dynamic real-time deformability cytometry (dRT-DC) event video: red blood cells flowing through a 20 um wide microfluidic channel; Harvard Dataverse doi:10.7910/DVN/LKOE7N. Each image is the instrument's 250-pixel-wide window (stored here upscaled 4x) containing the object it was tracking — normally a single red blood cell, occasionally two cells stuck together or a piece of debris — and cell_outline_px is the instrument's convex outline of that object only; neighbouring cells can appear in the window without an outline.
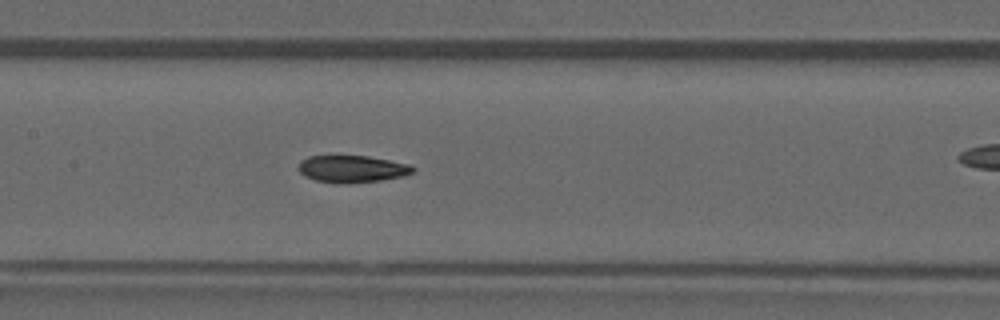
{"species": "common noctule bat (a hibernating species)", "species_latin": "Nyctalus noctula", "temperature_condition": "warm", "stored_images_in_passage": 36, "camera_frame_rate_fps": 3000, "um_per_image_px": 0.085, "animal": {"sex": "male", "forearm_length_mm": 52.5}, "frame": {"image": 1, "passage_image": 21, "time_ms": 6.667, "image_size_px": [1000, 320], "cell_outline_px": [[412, 168], [408, 172], [392, 176], [368, 180], [324, 180], [312, 176], [304, 172], [304, 164], [308, 160], [316, 156], [360, 156], [380, 160]], "centroid_in_image_um": [29.88, 14.3], "position_along_channel_um": 177.5, "area_um2": 14.45}}